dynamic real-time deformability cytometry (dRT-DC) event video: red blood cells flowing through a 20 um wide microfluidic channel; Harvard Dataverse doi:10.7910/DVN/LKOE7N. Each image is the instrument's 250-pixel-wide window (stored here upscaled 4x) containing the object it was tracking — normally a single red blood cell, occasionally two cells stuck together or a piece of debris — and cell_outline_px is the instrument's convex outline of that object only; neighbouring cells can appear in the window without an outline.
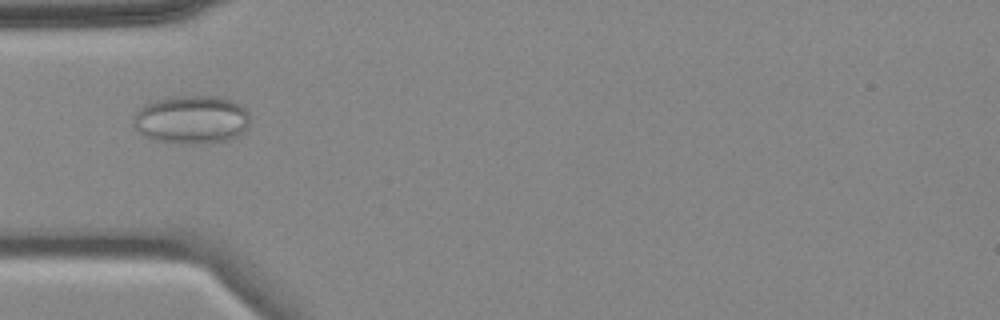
{"species": "common noctule bat (a hibernating species)", "species_latin": "Nyctalus noctula", "temperature_condition": "cold", "stored_images_in_passage": 6, "camera_frame_rate_fps": 3000, "um_per_image_px": 0.085, "animal": {"sex": "female", "body_mass_g": 18.4}, "frame": {"image": 1, "passage_image": 5, "time_ms": 5.333, "image_size_px": [1000, 320], "cell_outline_px": [[248, 124], [244, 132], [228, 140], [200, 144], [180, 144], [156, 140], [144, 136], [136, 128], [132, 120], [136, 112], [140, 108], [156, 100], [172, 96], [216, 96], [240, 104], [248, 112]], "centroid_in_image_um": [16.28, 10.18], "position_along_channel_um": 68.7, "area_um2": 32.77}}
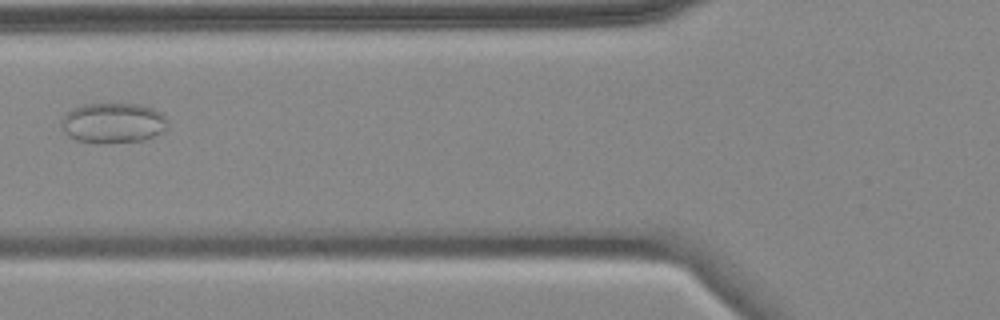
{"frame": {"image": 2, "passage_image": 6, "time_ms": 6.667, "image_size_px": [1000, 320], "cell_outline_px": [[168, 120], [164, 132], [144, 140], [76, 140], [68, 136], [64, 132], [64, 116], [72, 108], [84, 104], [140, 104], [152, 108], [160, 112]], "centroid_in_image_um": [9.67, 10.4], "position_along_channel_um": 116.1, "area_um2": 23.93}}